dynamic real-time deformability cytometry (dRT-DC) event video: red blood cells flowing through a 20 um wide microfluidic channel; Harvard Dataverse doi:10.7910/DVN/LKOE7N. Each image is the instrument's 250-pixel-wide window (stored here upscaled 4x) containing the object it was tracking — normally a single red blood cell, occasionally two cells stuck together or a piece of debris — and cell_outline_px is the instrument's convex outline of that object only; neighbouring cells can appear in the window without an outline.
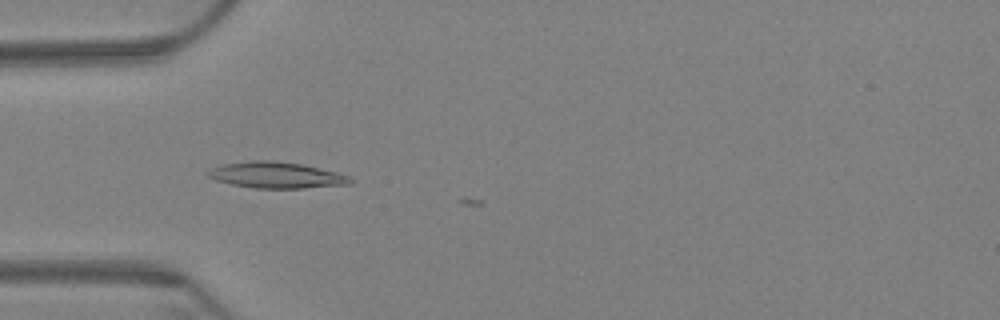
{"species": "Egyptian fruit bat (a non-hibernating species)", "species_latin": "Rousettus aegyptiacus", "temperature_condition": "warm", "stored_images_in_passage": 6, "camera_frame_rate_fps": 3000, "um_per_image_px": 0.085, "animal": {"sex": "female"}, "frame": {"image": 1, "passage_image": 5, "time_ms": 1.333, "image_size_px": [1000, 320], "cell_outline_px": [[352, 180], [348, 184], [304, 188], [256, 188], [232, 184], [216, 180], [208, 176], [208, 172], [212, 168], [224, 164], [252, 160], [272, 160], [300, 164], [336, 172], [348, 176]], "centroid_in_image_um": [23.47, 14.88], "position_along_channel_um": 61.5, "area_um2": 21.27}}